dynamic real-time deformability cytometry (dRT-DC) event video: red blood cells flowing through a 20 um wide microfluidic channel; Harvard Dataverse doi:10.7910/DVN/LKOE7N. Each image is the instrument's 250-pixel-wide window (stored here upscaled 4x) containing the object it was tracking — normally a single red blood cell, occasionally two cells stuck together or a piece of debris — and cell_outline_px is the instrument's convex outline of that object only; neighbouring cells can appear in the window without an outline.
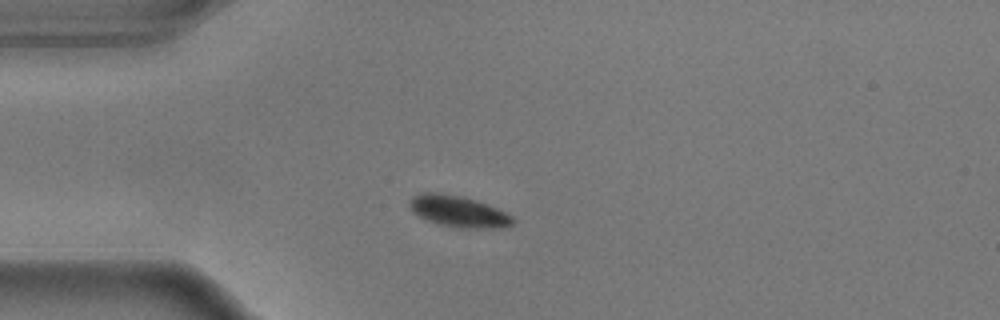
{"species": "common noctule bat (a hibernating species)", "species_latin": "Nyctalus noctula", "temperature_condition": "warm", "stored_images_in_passage": 35, "camera_frame_rate_fps": 3000, "um_per_image_px": 0.085, "animal": {"sex": "male", "body_mass_g": 17.9}, "frame": {"image": 1, "passage_image": 1, "time_ms": 0.0, "image_size_px": [1000, 320], "cell_outline_px": [[516, 220], [512, 224], [500, 228], [460, 228], [440, 224], [428, 220], [412, 212], [408, 208], [408, 200], [412, 196], [420, 192], [440, 192], [460, 196], [476, 200], [488, 204], [512, 216]], "centroid_in_image_um": [38.92, 17.95], "position_along_channel_um": 46.1, "area_um2": 19.02}}
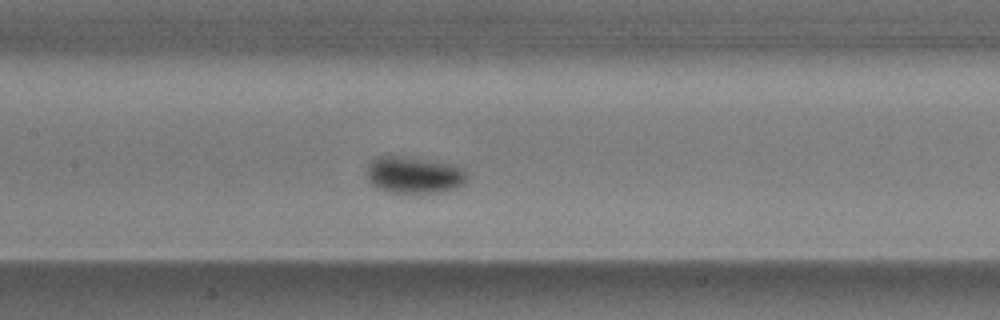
{"frame": {"image": 2, "passage_image": 13, "time_ms": 4.0, "image_size_px": [1000, 320], "cell_outline_px": [[468, 180], [464, 184], [456, 188], [444, 192], [388, 192], [376, 188], [368, 180], [368, 164], [376, 156], [400, 156], [456, 164], [464, 168], [468, 176]], "centroid_in_image_um": [35.24, 14.87], "position_along_channel_um": 172.2, "area_um2": 21.68}}
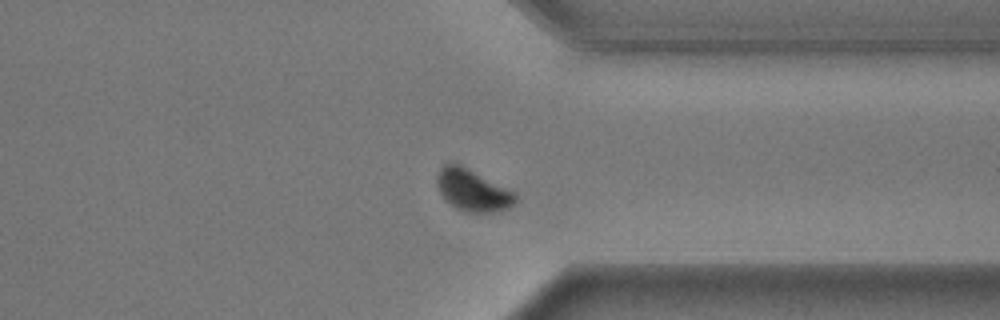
{"frame": {"image": 3, "passage_image": 30, "time_ms": 9.667, "image_size_px": [1000, 320], "cell_outline_px": [[516, 200], [508, 208], [492, 212], [468, 212], [456, 208], [440, 192], [436, 184], [436, 176], [440, 168], [444, 164], [456, 160], [516, 192]], "centroid_in_image_um": [40.17, 16.1], "position_along_channel_um": 371.2, "area_um2": 19.48}, "authors_computed_cell_mechanics": {"area_um2": 20.2878, "velocity_mm_per_s": 3.5586, "shape_relaxation_time_tau1_ms": 1.8297, "shape_relaxation_time_tau2_ms": null, "deformation_change_tau1": 0.1008, "deformation_change_tau2": null}}